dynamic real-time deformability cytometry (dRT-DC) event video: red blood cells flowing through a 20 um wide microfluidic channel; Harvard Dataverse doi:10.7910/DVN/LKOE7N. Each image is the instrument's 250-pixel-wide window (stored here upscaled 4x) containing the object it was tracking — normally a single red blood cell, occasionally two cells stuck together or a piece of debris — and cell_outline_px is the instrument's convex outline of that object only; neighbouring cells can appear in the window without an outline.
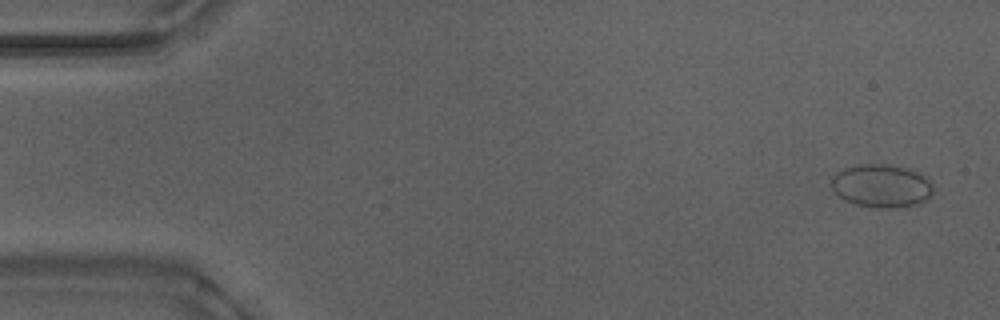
{"species": "Egyptian fruit bat (a non-hibernating species)", "species_latin": "Rousettus aegyptiacus", "temperature_condition": "warm", "stored_images_in_passage": 4, "camera_frame_rate_fps": 3000, "um_per_image_px": 0.085, "animal": {"sex": "male"}, "frame": {"image": 1, "passage_image": 1, "time_ms": 0.0, "image_size_px": [1000, 320], "cell_outline_px": [[932, 196], [920, 204], [896, 208], [876, 208], [856, 204], [844, 200], [832, 192], [828, 184], [832, 176], [836, 172], [844, 168], [860, 164], [892, 164], [908, 168], [928, 176], [932, 184]], "centroid_in_image_um": [74.91, 15.8], "position_along_channel_um": 10.1, "area_um2": 26.41}}